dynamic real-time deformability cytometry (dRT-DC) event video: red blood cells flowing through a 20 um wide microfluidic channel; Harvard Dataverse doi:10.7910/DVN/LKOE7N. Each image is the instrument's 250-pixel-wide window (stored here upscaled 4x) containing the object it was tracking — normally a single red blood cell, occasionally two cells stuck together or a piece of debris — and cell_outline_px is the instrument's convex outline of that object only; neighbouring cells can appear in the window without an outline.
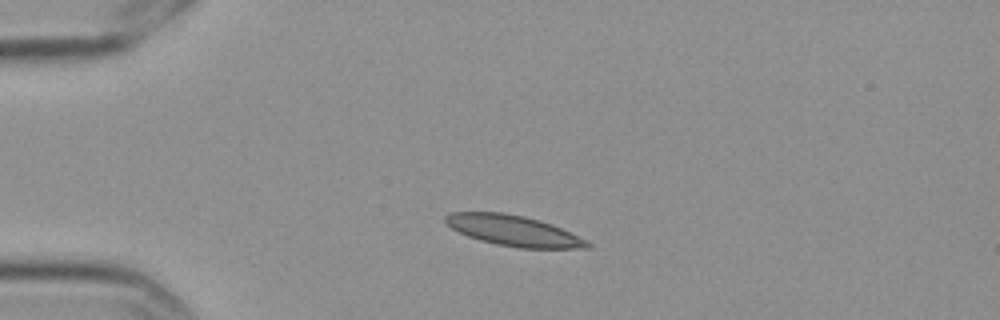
{"species": "Egyptian fruit bat (a non-hibernating species)", "species_latin": "Rousettus aegyptiacus", "temperature_condition": "cold", "stored_images_in_passage": 2, "camera_frame_rate_fps": 3000, "um_per_image_px": 0.085, "frame": {"image": 1, "passage_image": 2, "time_ms": 0.333, "image_size_px": [1000, 320], "cell_outline_px": [[592, 248], [520, 248], [496, 244], [480, 240], [468, 236], [452, 228], [444, 220], [444, 216], [452, 212], [504, 212], [524, 216], [540, 220], [552, 224], [588, 240], [592, 244]], "centroid_in_image_um": [43.69, 19.6], "position_along_channel_um": 41.3, "area_um2": 25.32}}